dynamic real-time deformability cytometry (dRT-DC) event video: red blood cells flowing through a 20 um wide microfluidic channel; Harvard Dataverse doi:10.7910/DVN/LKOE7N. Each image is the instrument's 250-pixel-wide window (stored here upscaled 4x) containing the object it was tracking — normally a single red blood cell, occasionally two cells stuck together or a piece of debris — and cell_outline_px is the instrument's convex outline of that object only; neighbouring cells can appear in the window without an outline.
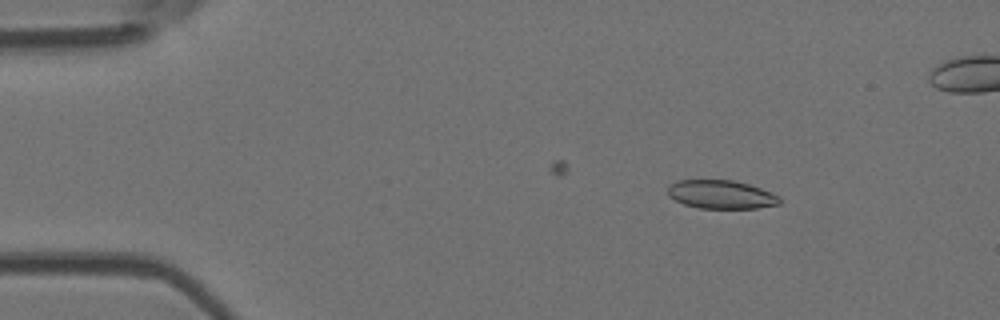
{"species": "Egyptian fruit bat (a non-hibernating species)", "species_latin": "Rousettus aegyptiacus", "temperature_condition": "room temperature", "stored_images_in_passage": 5, "camera_frame_rate_fps": 3000, "um_per_image_px": 0.085, "animal": {"sex": "female"}, "frame": {"image": 1, "passage_image": 2, "time_ms": 1.0, "image_size_px": [1000, 320], "cell_outline_px": [[780, 204], [756, 208], [700, 208], [684, 204], [668, 196], [668, 184], [676, 180], [732, 180], [748, 184], [760, 188], [780, 196]], "centroid_in_image_um": [61.27, 16.52], "position_along_channel_um": 23.7, "area_um2": 18.55}}